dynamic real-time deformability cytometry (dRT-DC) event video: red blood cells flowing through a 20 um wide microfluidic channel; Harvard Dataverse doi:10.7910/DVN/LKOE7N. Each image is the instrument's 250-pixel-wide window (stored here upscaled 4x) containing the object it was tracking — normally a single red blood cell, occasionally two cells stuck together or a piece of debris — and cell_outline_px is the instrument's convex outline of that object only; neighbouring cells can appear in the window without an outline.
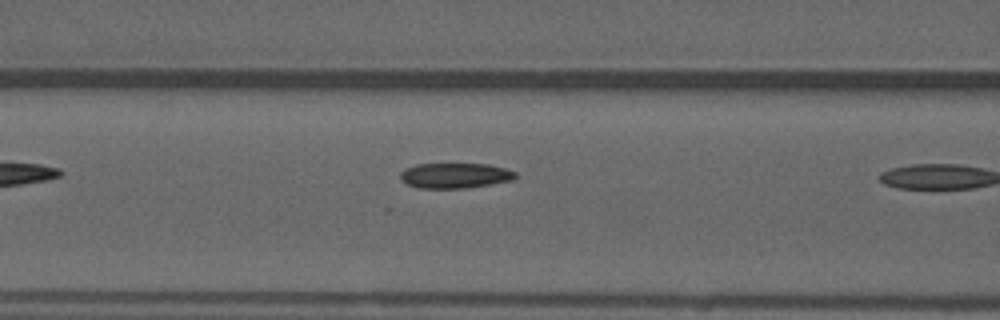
{"species": "common noctule bat (a hibernating species)", "species_latin": "Nyctalus noctula", "temperature_condition": "warm", "stored_images_in_passage": 8, "camera_frame_rate_fps": 3000, "um_per_image_px": 0.085, "animal": {"sex": "male", "forearm_length_mm": 52.5}, "frame": {"image": 1, "passage_image": 7, "time_ms": 2.0, "image_size_px": [1000, 320], "cell_outline_px": [[516, 176], [512, 180], [468, 188], [420, 188], [408, 184], [400, 180], [400, 172], [404, 168], [416, 164], [488, 164], [504, 168], [516, 172]], "centroid_in_image_um": [38.64, 14.92], "position_along_channel_um": 128.0, "area_um2": 16.94}}